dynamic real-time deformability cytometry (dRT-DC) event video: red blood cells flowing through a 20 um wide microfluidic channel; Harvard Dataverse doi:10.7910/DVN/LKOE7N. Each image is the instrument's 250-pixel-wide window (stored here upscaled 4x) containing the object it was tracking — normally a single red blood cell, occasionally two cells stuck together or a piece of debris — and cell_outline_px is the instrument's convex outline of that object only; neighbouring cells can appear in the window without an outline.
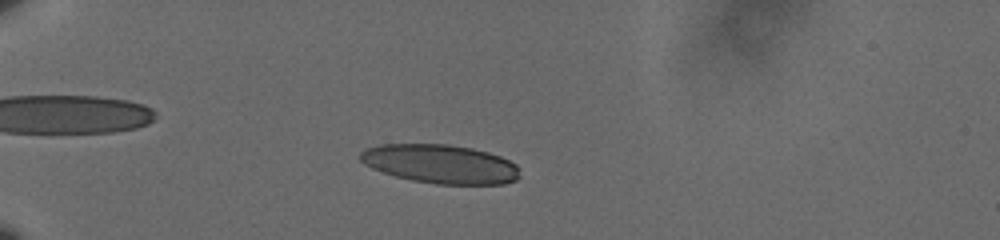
{"species": "human", "species_latin": "Homo sapiens", "temperature_condition": "cold", "stored_images_in_passage": 57, "camera_frame_rate_fps": 3000, "um_per_image_px": 0.085, "donor": {"sex": "male"}, "frame": {"image": 1, "passage_image": 15, "time_ms": 4.667, "image_size_px": [1000, 240], "cell_outline_px": [[520, 176], [516, 180], [504, 184], [436, 184], [412, 180], [396, 176], [372, 168], [364, 164], [360, 160], [360, 152], [368, 148], [380, 144], [448, 144], [472, 148], [488, 152], [500, 156], [516, 164], [520, 168]], "centroid_in_image_um": [37.47, 13.93], "position_along_channel_um": 47.5, "area_um2": 36.18}}
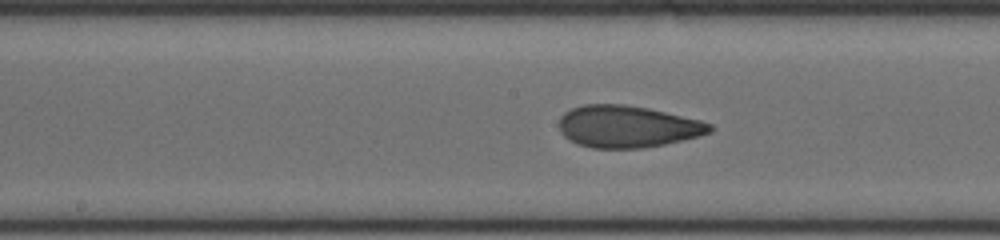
{"frame": {"image": 2, "passage_image": 31, "time_ms": 10.0, "image_size_px": [1000, 240], "cell_outline_px": [[712, 132], [700, 136], [664, 144], [640, 148], [592, 148], [576, 144], [568, 140], [560, 132], [560, 116], [564, 112], [572, 108], [584, 104], [624, 104], [648, 108], [700, 120], [712, 124]], "centroid_in_image_um": [53.31, 10.76], "position_along_channel_um": 194.9, "area_um2": 36.93}}
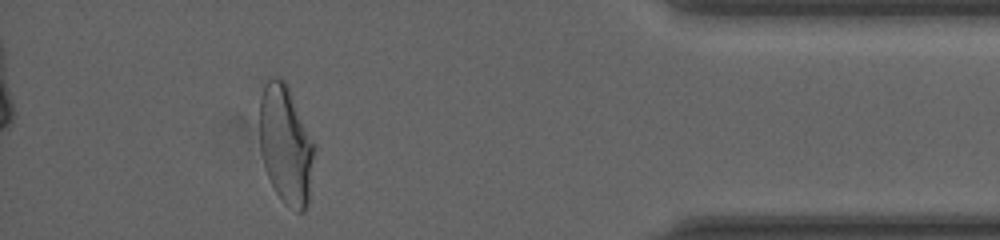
{"frame": {"image": 3, "passage_image": 52, "time_ms": 17.0, "image_size_px": [1000, 240], "cell_outline_px": [[316, 148], [308, 204], [304, 212], [296, 212], [284, 204], [280, 200], [268, 176], [264, 164], [260, 148], [260, 96], [268, 80], [276, 76], [284, 80], [288, 88]], "centroid_in_image_um": [24.3, 12.38], "position_along_channel_um": 410.9, "area_um2": 37.63}, "authors_computed_cell_mechanics": {"area_um2": 36.2984, "velocity_mm_per_s": 3.5898, "shape_relaxation_time_tau1_ms": 6.8657, "shape_relaxation_time_tau2_ms": 1.3936, "deformation_change_tau1": 0.2003, "deformation_change_tau2": 0.0854}}